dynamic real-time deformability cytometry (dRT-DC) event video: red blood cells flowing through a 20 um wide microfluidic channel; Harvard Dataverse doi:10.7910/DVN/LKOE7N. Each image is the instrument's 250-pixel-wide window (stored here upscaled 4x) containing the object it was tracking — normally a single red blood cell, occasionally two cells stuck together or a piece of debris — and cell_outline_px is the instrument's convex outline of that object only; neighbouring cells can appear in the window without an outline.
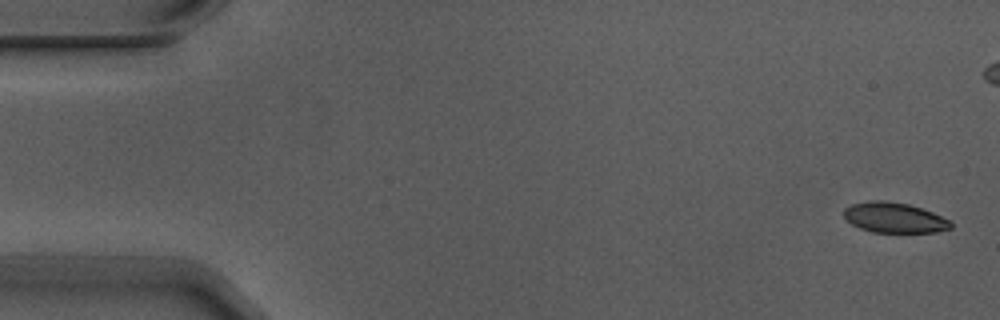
{"species": "Egyptian fruit bat (a non-hibernating species)", "species_latin": "Rousettus aegyptiacus", "temperature_condition": "warm", "stored_images_in_passage": 5, "camera_frame_rate_fps": 3000, "um_per_image_px": 0.085, "animal": {"sex": "male"}, "frame": {"image": 1, "passage_image": 1, "time_ms": 0.0, "image_size_px": [1000, 320], "cell_outline_px": [[952, 228], [936, 232], [872, 232], [860, 228], [852, 224], [844, 216], [844, 208], [852, 204], [868, 200], [884, 200], [908, 204], [932, 212], [948, 220], [952, 224]], "centroid_in_image_um": [75.99, 18.49], "position_along_channel_um": 9.0, "area_um2": 18.73}}